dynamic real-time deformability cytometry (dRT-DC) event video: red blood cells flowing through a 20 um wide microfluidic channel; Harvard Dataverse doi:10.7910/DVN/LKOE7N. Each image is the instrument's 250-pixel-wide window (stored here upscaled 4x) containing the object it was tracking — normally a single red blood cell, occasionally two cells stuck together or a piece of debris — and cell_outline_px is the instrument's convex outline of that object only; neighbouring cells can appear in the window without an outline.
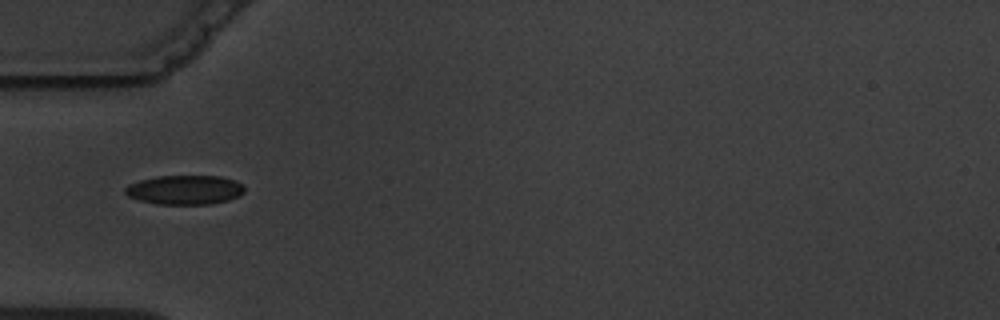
{"species": "common noctule bat (a hibernating species)", "species_latin": "Nyctalus noctula", "temperature_condition": "warm", "stored_images_in_passage": 6, "camera_frame_rate_fps": 3000, "um_per_image_px": 0.085, "animal": {"sex": "male", "body_mass_g": 19.5, "forearm_length_mm": 54.6}, "frame": {"image": 1, "passage_image": 5, "time_ms": 5.333, "image_size_px": [1000, 320], "cell_outline_px": [[244, 192], [240, 196], [228, 200], [212, 204], [156, 204], [140, 200], [128, 196], [124, 192], [124, 188], [128, 184], [140, 180], [156, 176], [220, 176], [236, 180], [244, 184]], "centroid_in_image_um": [15.73, 16.13], "position_along_channel_um": 69.3, "area_um2": 20.58}}